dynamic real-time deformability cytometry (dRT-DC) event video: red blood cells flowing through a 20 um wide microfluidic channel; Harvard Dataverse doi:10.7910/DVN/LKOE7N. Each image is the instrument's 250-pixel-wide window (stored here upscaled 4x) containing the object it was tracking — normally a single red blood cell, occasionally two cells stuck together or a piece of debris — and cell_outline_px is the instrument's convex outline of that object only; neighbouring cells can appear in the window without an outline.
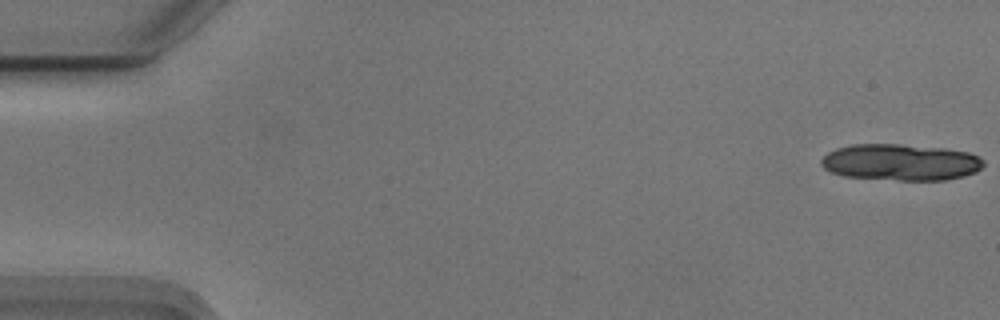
{"species": "Egyptian fruit bat (a non-hibernating species)", "species_latin": "Rousettus aegyptiacus", "temperature_condition": "cold", "stored_images_in_passage": 16, "camera_frame_rate_fps": 3000, "um_per_image_px": 0.085, "animal": {"sex": "male"}, "frame": {"image": 1, "passage_image": 1, "time_ms": 0.0, "image_size_px": [1000, 320], "cell_outline_px": [[984, 164], [976, 172], [964, 176], [944, 180], [896, 180], [844, 176], [832, 172], [824, 168], [820, 164], [820, 160], [828, 152], [836, 148], [852, 144], [900, 144], [944, 148], [968, 152], [984, 160]], "centroid_in_image_um": [76.54, 13.79], "position_along_channel_um": 8.5, "area_um2": 34.56}}